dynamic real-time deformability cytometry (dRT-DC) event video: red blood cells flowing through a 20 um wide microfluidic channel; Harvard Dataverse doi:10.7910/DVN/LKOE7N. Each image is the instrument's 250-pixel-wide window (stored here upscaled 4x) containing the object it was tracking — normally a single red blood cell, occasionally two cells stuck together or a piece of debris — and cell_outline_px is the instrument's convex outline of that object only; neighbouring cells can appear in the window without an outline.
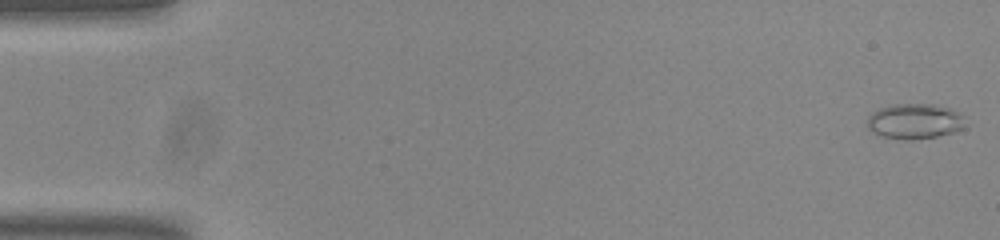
{"species": "common noctule bat (a hibernating species)", "species_latin": "Nyctalus noctula", "temperature_condition": "room temperature", "stored_images_in_passage": 54, "camera_frame_rate_fps": 3000, "um_per_image_px": 0.085, "animal": {"sex": "male", "body_mass_g": 20.0, "forearm_length_mm": 53.3}, "frame": {"image": 1, "passage_image": 1, "time_ms": 0.0, "image_size_px": [1000, 240], "cell_outline_px": [[964, 128], [952, 132], [936, 136], [912, 140], [908, 140], [880, 136], [872, 132], [868, 128], [868, 116], [872, 112], [880, 108], [892, 104], [936, 104], [960, 112], [964, 116]], "centroid_in_image_um": [77.74, 10.3], "position_along_channel_um": 7.3, "area_um2": 20.23}}
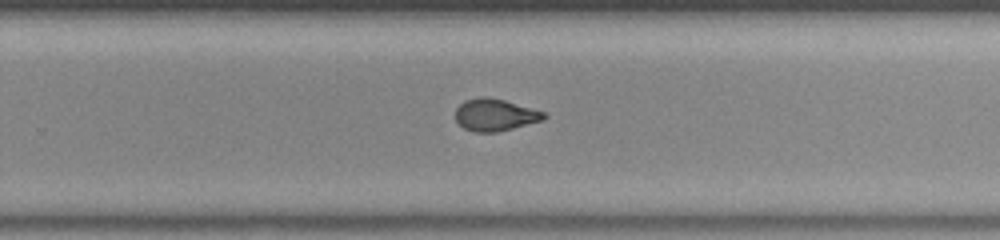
{"frame": {"image": 2, "passage_image": 35, "time_ms": 11.333, "image_size_px": [1000, 240], "cell_outline_px": [[548, 116], [544, 120], [496, 132], [472, 132], [464, 128], [456, 120], [456, 108], [464, 100], [480, 96], [488, 96], [504, 100], [544, 112]], "centroid_in_image_um": [42.06, 9.76], "position_along_channel_um": 287.7, "area_um2": 16.53}}
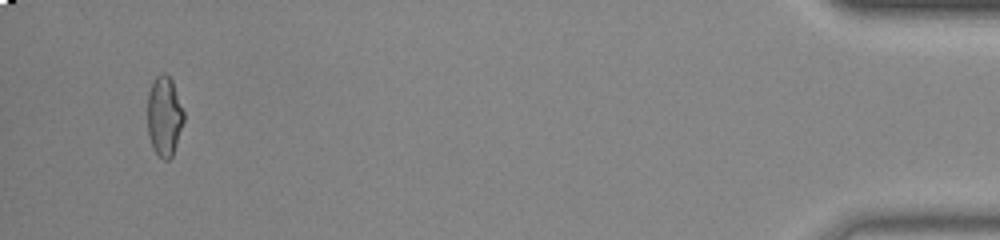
{"frame": {"image": 3, "passage_image": 52, "time_ms": 17.0, "image_size_px": [1000, 240], "cell_outline_px": [[184, 120], [172, 156], [168, 160], [164, 160], [152, 148], [148, 136], [148, 92], [156, 76], [160, 72], [164, 72], [172, 80], [184, 112]], "centroid_in_image_um": [13.96, 9.87], "position_along_channel_um": 421.2, "area_um2": 16.82}, "authors_computed_cell_mechanics": {"area_um2": 17.3111, "velocity_mm_per_s": 3.7778, "shape_relaxation_time_tau1_ms": null, "shape_relaxation_time_tau2_ms": 1.6054, "deformation_change_tau1": null, "deformation_change_tau2": 0.0774}}